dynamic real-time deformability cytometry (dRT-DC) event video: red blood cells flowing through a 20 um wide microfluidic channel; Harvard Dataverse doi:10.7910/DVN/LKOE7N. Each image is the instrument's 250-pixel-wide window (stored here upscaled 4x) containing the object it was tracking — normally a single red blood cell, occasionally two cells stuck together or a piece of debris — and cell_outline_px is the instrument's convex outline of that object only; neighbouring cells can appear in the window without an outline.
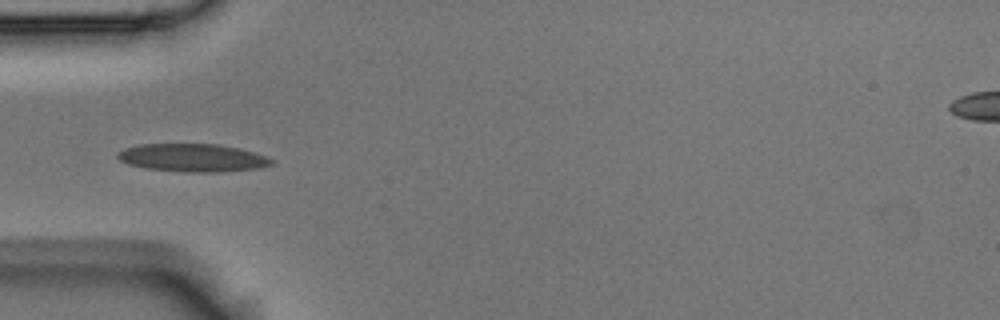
{"species": "Egyptian fruit bat (a non-hibernating species)", "species_latin": "Rousettus aegyptiacus", "temperature_condition": "room temperature", "stored_images_in_passage": 7, "camera_frame_rate_fps": 3000, "um_per_image_px": 0.085, "animal": {"sex": "male"}, "frame": {"image": 1, "passage_image": 6, "time_ms": 1.667, "image_size_px": [1000, 320], "cell_outline_px": [[276, 160], [272, 164], [260, 168], [224, 172], [184, 172], [144, 168], [128, 164], [120, 160], [116, 156], [124, 148], [140, 144], [220, 144], [240, 148], [256, 152]], "centroid_in_image_um": [16.43, 13.41], "position_along_channel_um": 68.6, "area_um2": 25.37}}
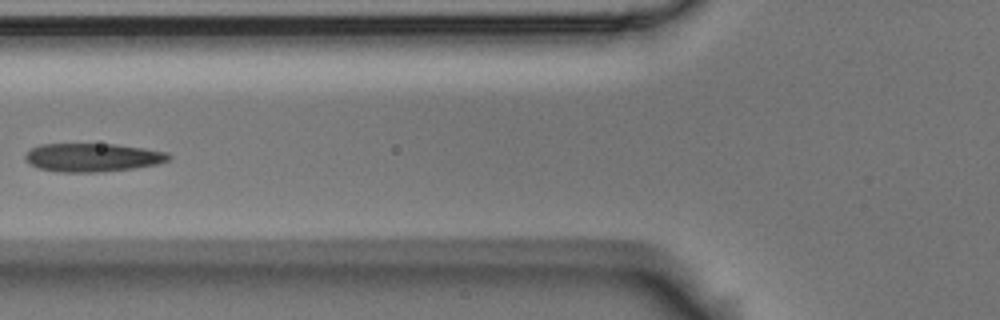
{"frame": {"image": 2, "passage_image": 7, "time_ms": 2.0, "image_size_px": [1000, 320], "cell_outline_px": [[172, 156], [168, 160], [156, 164], [132, 168], [96, 172], [60, 172], [40, 168], [28, 164], [24, 160], [24, 156], [32, 148], [40, 144], [116, 144], [144, 148], [168, 152]], "centroid_in_image_um": [7.85, 13.37], "position_along_channel_um": 117.9, "area_um2": 23.7}}